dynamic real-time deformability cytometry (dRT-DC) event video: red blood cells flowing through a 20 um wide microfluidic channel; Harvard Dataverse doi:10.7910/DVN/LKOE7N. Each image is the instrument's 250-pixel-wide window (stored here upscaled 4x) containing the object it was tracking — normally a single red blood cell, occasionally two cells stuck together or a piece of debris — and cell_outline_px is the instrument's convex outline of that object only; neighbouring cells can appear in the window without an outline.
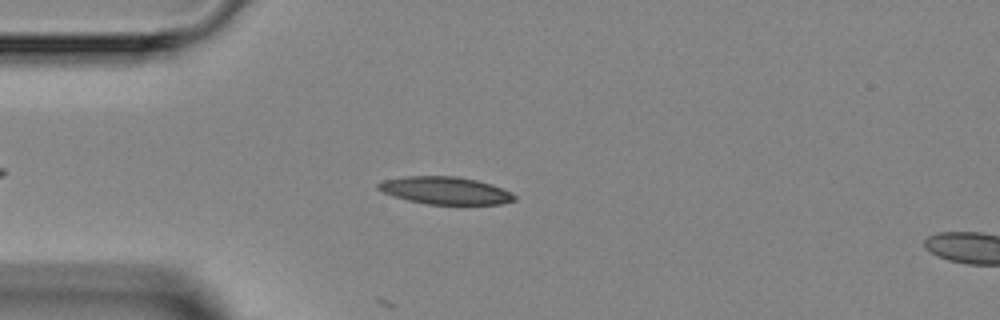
{"species": "Egyptian fruit bat (a non-hibernating species)", "species_latin": "Rousettus aegyptiacus", "temperature_condition": "room temperature", "stored_images_in_passage": 3, "segment_of_instrument_passage": [1, 2], "camera_frame_rate_fps": 3000, "um_per_image_px": 0.085, "animal": {"sex": "female"}, "frame": {"image": 1, "passage_image": 2, "time_ms": 1.0, "image_size_px": [1000, 320], "cell_outline_px": [[516, 200], [500, 204], [428, 204], [408, 200], [384, 192], [376, 188], [376, 184], [384, 180], [404, 176], [456, 176], [476, 180], [492, 184], [512, 192], [516, 196]], "centroid_in_image_um": [37.87, 16.19], "position_along_channel_um": 47.1, "area_um2": 21.73}}